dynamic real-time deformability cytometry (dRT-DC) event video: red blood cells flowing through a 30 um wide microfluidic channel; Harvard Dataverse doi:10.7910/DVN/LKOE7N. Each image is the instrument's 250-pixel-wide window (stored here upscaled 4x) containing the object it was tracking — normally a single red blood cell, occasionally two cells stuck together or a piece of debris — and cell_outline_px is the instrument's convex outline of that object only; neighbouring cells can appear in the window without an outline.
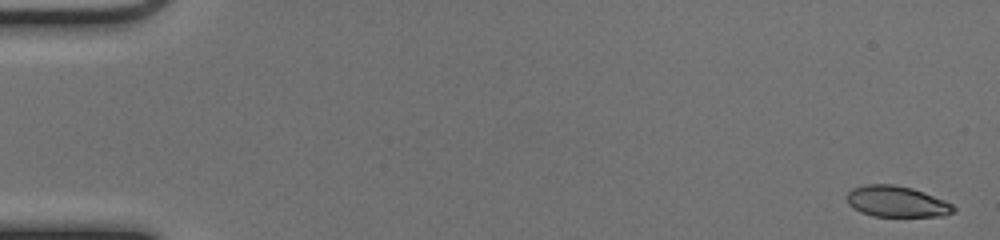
{"species": "common noctule bat (a hibernating species)", "species_latin": "Nyctalus noctula", "temperature_condition": "cold", "stored_images_in_passage": 52, "camera_frame_rate_fps": 3000, "um_per_image_px": 0.085, "animal": {"sex": "female", "body_mass_g": 17.0, "forearm_length_mm": 48.0}, "frame": {"image": 1, "passage_image": 1, "time_ms": 0.0, "image_size_px": [1000, 240], "cell_outline_px": [[956, 208], [952, 212], [944, 216], [872, 216], [860, 212], [848, 204], [848, 192], [852, 188], [868, 184], [892, 184], [912, 188], [924, 192], [944, 200], [952, 204]], "centroid_in_image_um": [76.21, 17.13], "position_along_channel_um": 8.8, "area_um2": 19.19}}
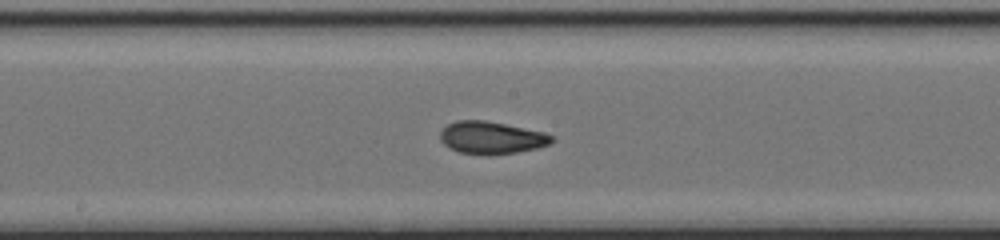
{"frame": {"image": 2, "passage_image": 28, "time_ms": 9.0, "image_size_px": [1000, 240], "cell_outline_px": [[556, 140], [552, 144], [536, 148], [516, 152], [460, 152], [448, 148], [440, 140], [440, 132], [448, 124], [456, 120], [484, 120], [544, 132], [552, 136]], "centroid_in_image_um": [41.78, 11.66], "position_along_channel_um": 206.4, "area_um2": 20.4}}
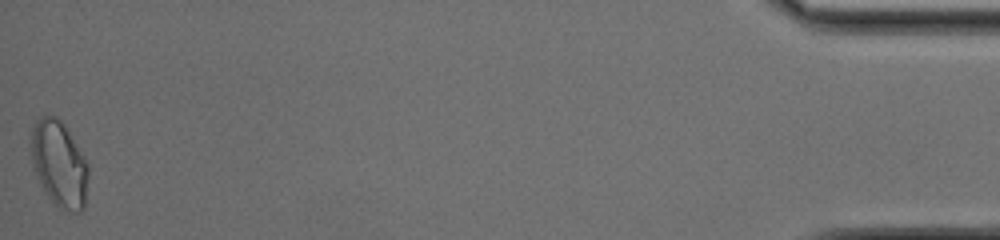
{"frame": {"image": 3, "passage_image": 52, "time_ms": 17.0, "image_size_px": [1000, 240], "cell_outline_px": [[88, 176], [84, 208], [80, 212], [72, 212], [60, 208], [48, 196], [40, 184], [32, 168], [32, 128], [36, 120], [44, 112], [56, 116], [64, 124], [88, 164]], "centroid_in_image_um": [5.02, 13.91], "position_along_channel_um": 430.2, "area_um2": 28.67}, "authors_computed_cell_mechanics": {"area_um2": 20.7213, "velocity_mm_per_s": 3.9877, "shape_relaxation_time_tau1_ms": 9.0947, "shape_relaxation_time_tau2_ms": 1.5361, "deformation_change_tau1": 0.2238, "deformation_change_tau2": 0.0591}}